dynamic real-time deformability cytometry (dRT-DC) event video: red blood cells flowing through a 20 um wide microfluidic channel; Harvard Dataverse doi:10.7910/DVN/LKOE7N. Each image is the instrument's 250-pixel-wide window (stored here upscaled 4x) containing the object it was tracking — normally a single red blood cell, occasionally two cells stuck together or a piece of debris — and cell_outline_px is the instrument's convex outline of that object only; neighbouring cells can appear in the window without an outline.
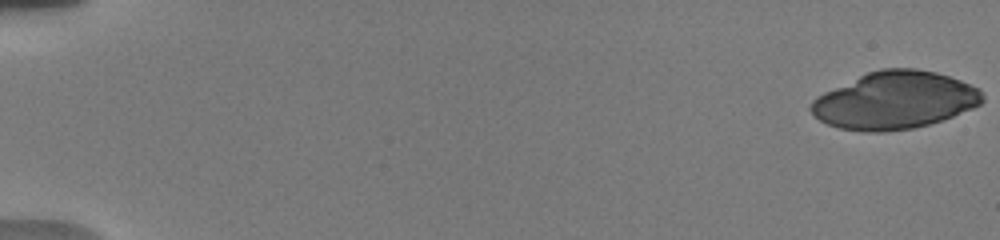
{"species": "human", "species_latin": "Homo sapiens", "temperature_condition": "warm", "stored_images_in_passage": 37, "camera_frame_rate_fps": 3000, "um_per_image_px": 0.085, "donor": {"sex": "male"}, "frame": {"image": 1, "passage_image": 1, "time_ms": 0.0, "image_size_px": [1000, 240], "cell_outline_px": [[984, 100], [980, 104], [972, 108], [952, 116], [928, 124], [912, 128], [888, 132], [864, 132], [840, 128], [828, 124], [820, 120], [808, 108], [812, 100], [816, 96], [824, 92], [868, 72], [880, 68], [916, 68], [936, 72], [960, 80], [980, 88], [984, 96]], "centroid_in_image_um": [76.05, 8.53], "position_along_channel_um": 9.0, "area_um2": 57.28}}